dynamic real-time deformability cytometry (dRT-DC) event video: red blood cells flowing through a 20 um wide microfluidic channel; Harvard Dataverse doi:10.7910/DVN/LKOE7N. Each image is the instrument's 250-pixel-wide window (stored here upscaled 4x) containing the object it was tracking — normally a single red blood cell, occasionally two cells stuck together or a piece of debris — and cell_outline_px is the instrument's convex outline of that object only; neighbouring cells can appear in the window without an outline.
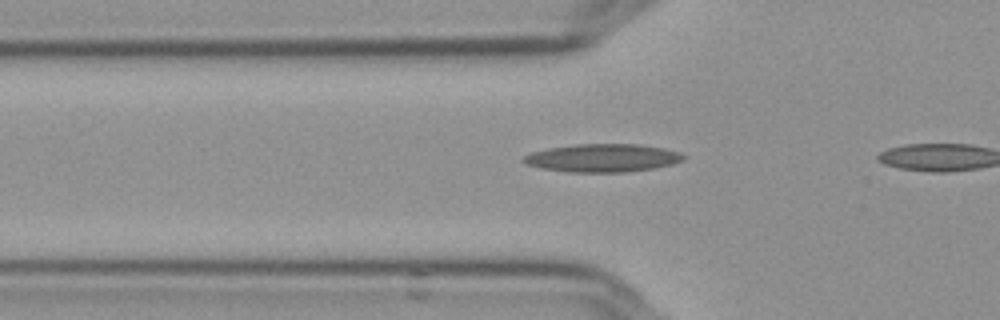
{"species": "Egyptian fruit bat (a non-hibernating species)", "species_latin": "Rousettus aegyptiacus", "temperature_condition": "cold", "stored_images_in_passage": 5, "camera_frame_rate_fps": 3000, "um_per_image_px": 0.085, "frame": {"image": 1, "passage_image": 3, "time_ms": 0.667, "image_size_px": [1000, 320], "cell_outline_px": [[684, 160], [672, 164], [652, 168], [624, 172], [568, 172], [544, 168], [524, 164], [520, 160], [524, 156], [532, 152], [548, 148], [576, 144], [636, 144], [664, 148], [680, 152], [684, 156]], "centroid_in_image_um": [51.2, 13.42], "position_along_channel_um": 74.6, "area_um2": 26.07}}